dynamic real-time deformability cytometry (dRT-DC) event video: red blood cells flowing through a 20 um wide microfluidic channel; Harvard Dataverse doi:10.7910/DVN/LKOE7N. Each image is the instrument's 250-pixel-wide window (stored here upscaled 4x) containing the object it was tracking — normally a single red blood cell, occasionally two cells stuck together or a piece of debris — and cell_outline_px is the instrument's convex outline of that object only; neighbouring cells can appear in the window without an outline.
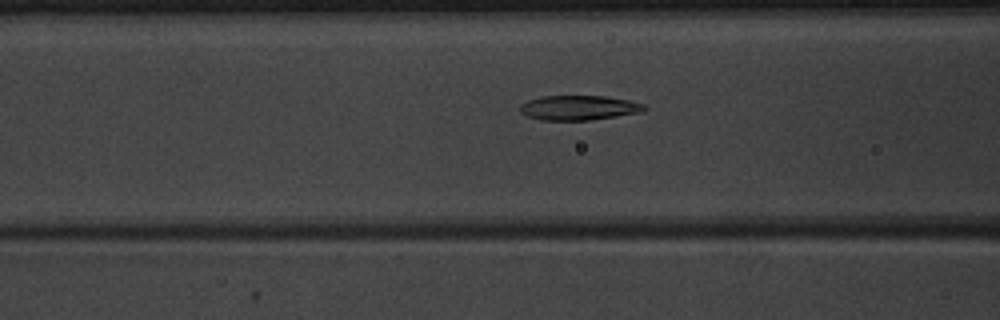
{"species": "common noctule bat (a hibernating species)", "species_latin": "Nyctalus noctula", "temperature_condition": "warm", "stored_images_in_passage": 42, "camera_frame_rate_fps": 3000, "um_per_image_px": 0.085, "animal": {"sex": "male", "body_mass_g": 20.1, "forearm_length_mm": 53.5}, "frame": {"image": 1, "passage_image": 12, "time_ms": 3.667, "image_size_px": [1000, 320], "cell_outline_px": [[648, 108], [640, 112], [616, 116], [588, 120], [540, 120], [528, 116], [520, 112], [520, 104], [528, 100], [540, 96], [604, 96], [628, 100], [644, 104]], "centroid_in_image_um": [49.17, 9.15], "position_along_channel_um": 117.4, "area_um2": 17.8}}
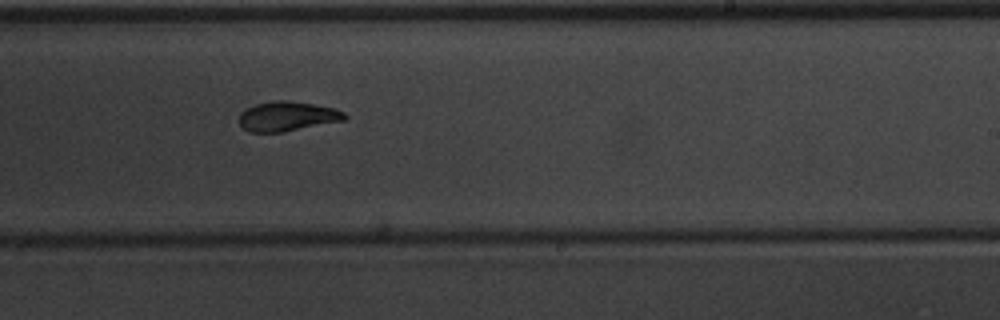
{"frame": {"image": 2, "passage_image": 23, "time_ms": 7.333, "image_size_px": [1000, 320], "cell_outline_px": [[348, 116], [344, 120], [284, 132], [248, 132], [240, 124], [240, 112], [256, 104], [276, 100], [284, 100], [312, 104], [336, 108], [344, 112]], "centroid_in_image_um": [24.43, 9.89], "position_along_channel_um": 264.6, "area_um2": 18.09}}
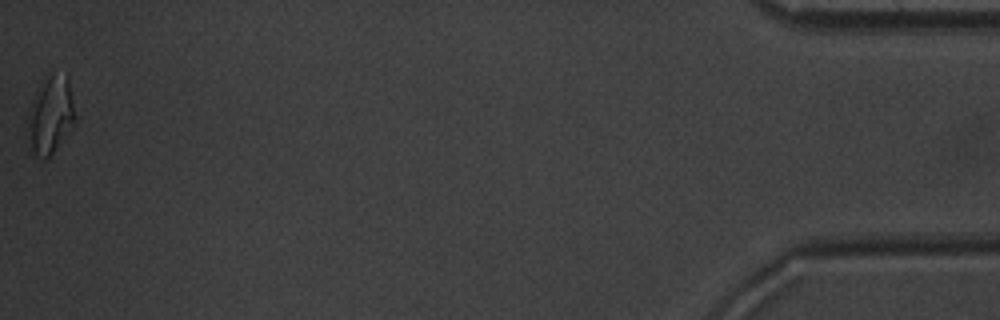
{"frame": {"image": 3, "passage_image": 42, "time_ms": 13.667, "image_size_px": [1000, 320], "cell_outline_px": [[76, 120], [52, 152], [44, 160], [28, 152], [28, 112], [36, 92], [44, 76], [48, 72], [52, 72], [68, 76], [76, 116]], "centroid_in_image_um": [4.27, 9.76], "position_along_channel_um": 430.9, "area_um2": 21.56}, "authors_computed_cell_mechanics": {"area_um2": 18.4671, "velocity_mm_per_s": 4.0078, "shape_relaxation_time_tau1_ms": 4.2924, "shape_relaxation_time_tau2_ms": 2.959, "deformation_change_tau1": 0.1742, "deformation_change_tau2": 0.0879}}